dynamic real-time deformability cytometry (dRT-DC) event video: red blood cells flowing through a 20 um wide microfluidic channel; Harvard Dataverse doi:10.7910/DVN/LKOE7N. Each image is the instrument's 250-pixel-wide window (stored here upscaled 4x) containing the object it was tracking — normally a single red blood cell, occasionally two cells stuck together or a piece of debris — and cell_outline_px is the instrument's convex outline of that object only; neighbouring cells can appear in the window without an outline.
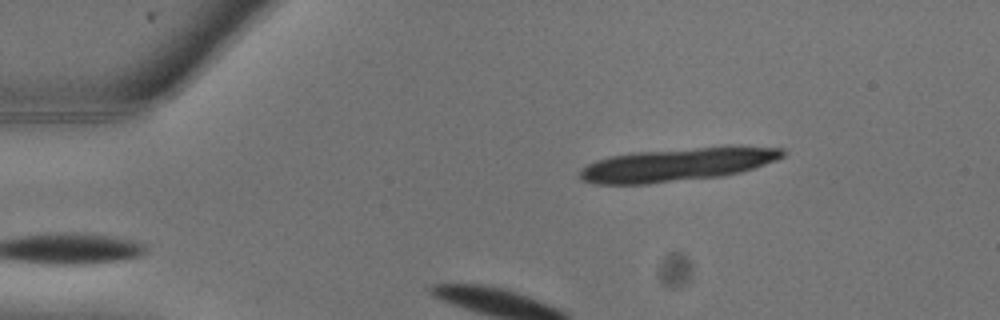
{"species": "common noctule bat (a hibernating species)", "species_latin": "Nyctalus noctula", "temperature_condition": "warm", "stored_images_in_passage": 5, "camera_frame_rate_fps": 3000, "um_per_image_px": 0.085, "animal": {"sex": "male", "body_mass_g": 13.3}, "frame": {"image": 1, "passage_image": 1, "time_ms": 0.0, "image_size_px": [1000, 320], "cell_outline_px": [[784, 156], [776, 160], [740, 172], [724, 176], [648, 184], [596, 184], [580, 180], [580, 168], [596, 160], [612, 156], [636, 152], [732, 144], [740, 144], [784, 148]], "centroid_in_image_um": [57.64, 13.96], "position_along_channel_um": 27.4, "area_um2": 40.11}}